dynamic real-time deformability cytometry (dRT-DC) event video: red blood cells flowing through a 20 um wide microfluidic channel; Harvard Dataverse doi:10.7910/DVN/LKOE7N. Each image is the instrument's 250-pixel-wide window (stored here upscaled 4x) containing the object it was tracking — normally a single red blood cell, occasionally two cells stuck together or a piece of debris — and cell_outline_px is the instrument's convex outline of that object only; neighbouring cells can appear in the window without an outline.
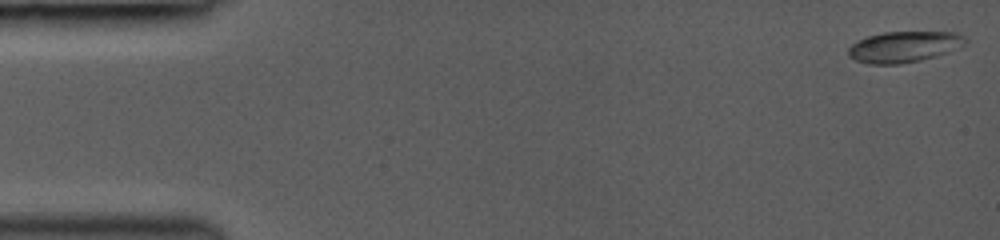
{"species": "common noctule bat (a hibernating species)", "species_latin": "Nyctalus noctula", "temperature_condition": "room temperature", "stored_images_in_passage": 44, "camera_frame_rate_fps": 3000, "um_per_image_px": 0.085, "animal": {"sex": "female", "body_mass_g": 19.0, "forearm_length_mm": 53.3}, "frame": {"image": 1, "passage_image": 1, "time_ms": 0.0, "image_size_px": [1000, 240], "cell_outline_px": [[968, 40], [964, 44], [948, 52], [936, 56], [920, 60], [900, 64], [868, 64], [856, 60], [848, 56], [848, 48], [856, 40], [868, 36], [884, 32], [956, 32], [964, 36]], "centroid_in_image_um": [76.82, 3.97], "position_along_channel_um": 8.2, "area_um2": 21.15}}
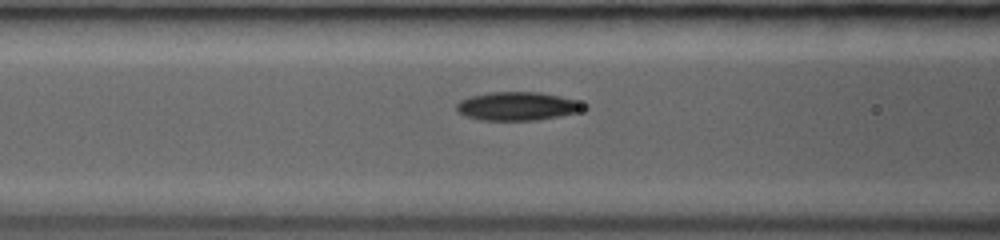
{"frame": {"image": 2, "passage_image": 17, "time_ms": 6.0, "image_size_px": [1000, 240], "cell_outline_px": [[588, 108], [576, 112], [560, 116], [536, 120], [480, 120], [464, 116], [456, 112], [456, 104], [460, 100], [468, 96], [492, 92], [540, 92], [560, 96], [576, 100], [588, 104]], "centroid_in_image_um": [43.97, 9.02], "position_along_channel_um": 122.6, "area_um2": 21.39}}
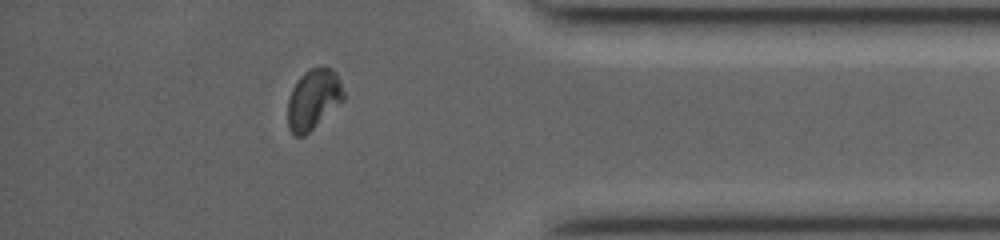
{"frame": {"image": 3, "passage_image": 39, "time_ms": 13.0, "image_size_px": [1000, 240], "cell_outline_px": [[344, 100], [304, 136], [296, 136], [288, 128], [288, 100], [292, 88], [300, 76], [304, 72], [312, 68], [332, 68], [336, 72], [344, 92]], "centroid_in_image_um": [26.63, 8.44], "position_along_channel_um": 408.6, "area_um2": 19.36}, "authors_computed_cell_mechanics": {"area_um2": 20.8369, "velocity_mm_per_s": 4.2647, "shape_relaxation_time_tau1_ms": 7.4355, "shape_relaxation_time_tau2_ms": 9.2994, "deformation_change_tau1": 0.176, "deformation_change_tau2": 0.0749}}